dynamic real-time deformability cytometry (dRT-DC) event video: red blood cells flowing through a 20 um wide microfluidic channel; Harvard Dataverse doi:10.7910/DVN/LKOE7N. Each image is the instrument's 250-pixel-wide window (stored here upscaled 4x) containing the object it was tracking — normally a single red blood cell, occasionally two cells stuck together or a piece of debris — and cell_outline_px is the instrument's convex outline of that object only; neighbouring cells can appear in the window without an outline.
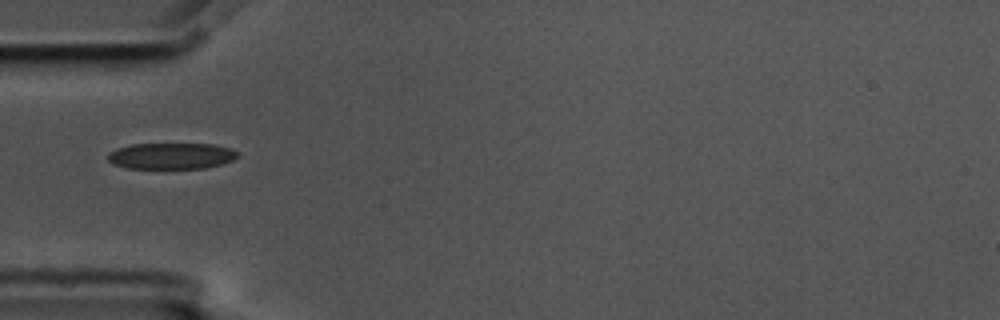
{"species": "common noctule bat (a hibernating species)", "species_latin": "Nyctalus noctula", "temperature_condition": "cold", "stored_images_in_passage": 10, "camera_frame_rate_fps": 3000, "um_per_image_px": 0.085, "animal": {"sex": "male", "body_mass_g": 17.5, "forearm_length_mm": 52.3}, "frame": {"image": 1, "passage_image": 1, "time_ms": 0.0, "image_size_px": [1000, 320], "cell_outline_px": [[240, 156], [224, 164], [204, 168], [128, 168], [112, 164], [108, 160], [108, 152], [116, 148], [132, 144], [216, 144], [232, 148], [240, 152]], "centroid_in_image_um": [14.61, 13.25], "position_along_channel_um": 70.4, "area_um2": 20.11}}
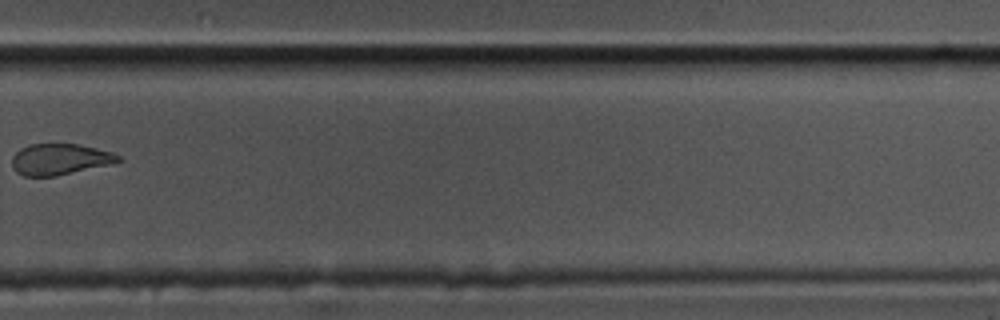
{"frame": {"image": 2, "passage_image": 7, "time_ms": 2.0, "image_size_px": [1000, 320], "cell_outline_px": [[120, 160], [108, 164], [56, 176], [24, 176], [16, 172], [12, 168], [12, 156], [20, 148], [28, 144], [76, 144], [96, 148], [112, 152], [120, 156]], "centroid_in_image_um": [5.01, 13.53], "position_along_channel_um": 324.8, "area_um2": 19.07}}
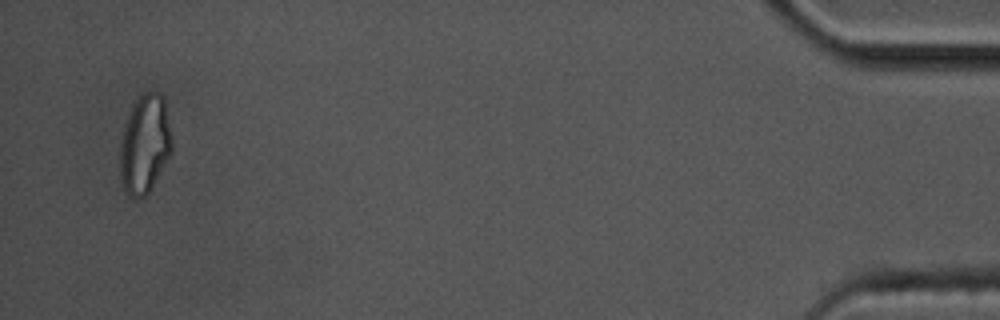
{"frame": {"image": 3, "passage_image": 10, "time_ms": 3.0, "image_size_px": [1000, 320], "cell_outline_px": [[172, 152], [148, 192], [144, 196], [128, 196], [124, 192], [120, 176], [120, 144], [124, 128], [132, 104], [144, 92], [160, 92], [164, 96], [172, 136]], "centroid_in_image_um": [12.31, 12.23], "position_along_channel_um": 422.9, "area_um2": 29.82}}